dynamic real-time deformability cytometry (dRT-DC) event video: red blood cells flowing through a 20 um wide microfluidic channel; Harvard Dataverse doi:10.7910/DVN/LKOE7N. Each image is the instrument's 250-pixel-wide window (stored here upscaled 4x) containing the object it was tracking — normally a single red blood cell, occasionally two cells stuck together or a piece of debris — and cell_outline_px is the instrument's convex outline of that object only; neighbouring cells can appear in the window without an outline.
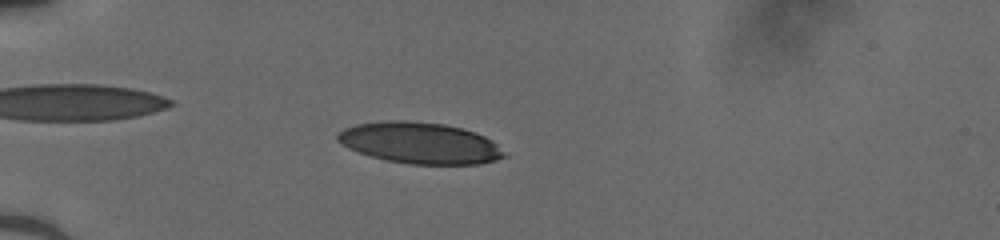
{"species": "human", "species_latin": "Homo sapiens", "temperature_condition": "cold", "stored_images_in_passage": 51, "camera_frame_rate_fps": 3000, "um_per_image_px": 0.085, "donor": {"sex": "male"}, "frame": {"image": 1, "passage_image": 16, "time_ms": 5.0, "image_size_px": [1000, 240], "cell_outline_px": [[508, 156], [496, 160], [480, 164], [408, 164], [384, 160], [348, 148], [336, 140], [336, 132], [344, 128], [356, 124], [384, 120], [404, 120], [444, 124], [476, 132], [492, 140]], "centroid_in_image_um": [35.67, 12.15], "position_along_channel_um": 49.3, "area_um2": 40.23}}
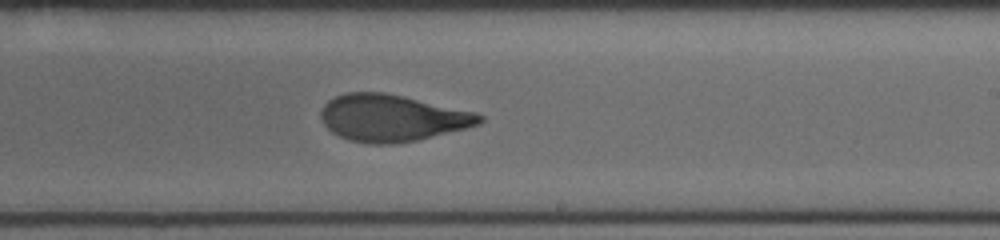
{"frame": {"image": 2, "passage_image": 33, "time_ms": 10.667, "image_size_px": [1000, 240], "cell_outline_px": [[484, 120], [480, 124], [416, 140], [396, 144], [368, 144], [348, 140], [332, 132], [324, 124], [320, 116], [320, 112], [324, 104], [328, 100], [344, 92], [384, 92], [404, 96], [476, 112], [484, 116]], "centroid_in_image_um": [33.3, 10.02], "position_along_channel_um": 255.7, "area_um2": 43.29}}
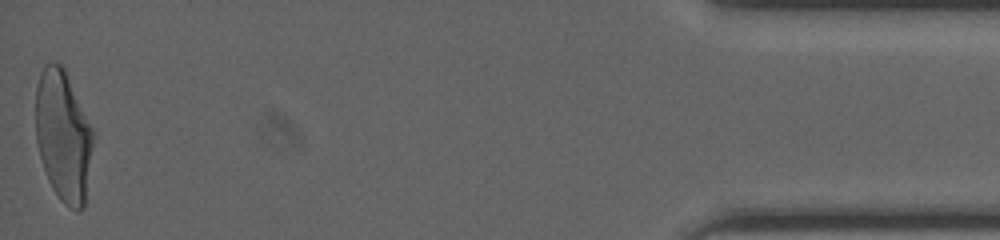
{"frame": {"image": 3, "passage_image": 51, "time_ms": 16.667, "image_size_px": [1000, 240], "cell_outline_px": [[96, 136], [84, 208], [80, 212], [76, 212], [64, 204], [60, 200], [52, 188], [48, 180], [40, 156], [36, 140], [36, 84], [40, 72], [44, 64], [60, 64], [64, 68]], "centroid_in_image_um": [5.4, 11.61], "position_along_channel_um": 429.8, "area_um2": 44.39}}